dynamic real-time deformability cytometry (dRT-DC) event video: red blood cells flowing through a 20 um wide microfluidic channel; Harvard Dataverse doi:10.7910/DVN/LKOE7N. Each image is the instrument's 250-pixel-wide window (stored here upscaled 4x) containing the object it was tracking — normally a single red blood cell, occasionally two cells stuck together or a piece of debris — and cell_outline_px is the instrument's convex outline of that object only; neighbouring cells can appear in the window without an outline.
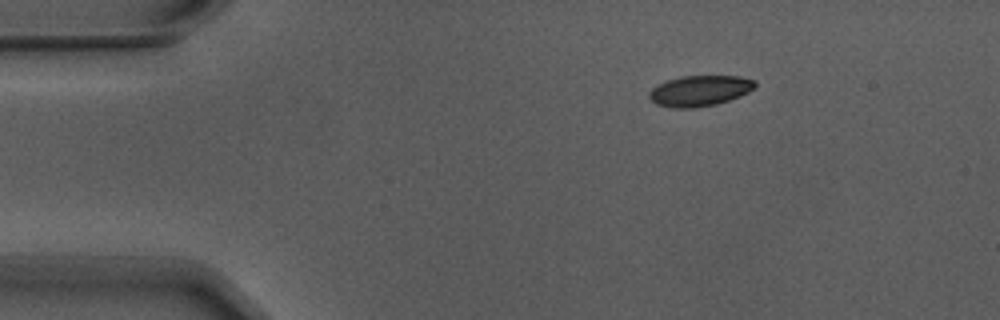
{"species": "Egyptian fruit bat (a non-hibernating species)", "species_latin": "Rousettus aegyptiacus", "temperature_condition": "warm", "stored_images_in_passage": 3, "camera_frame_rate_fps": 3000, "um_per_image_px": 0.085, "animal": {"sex": "male"}, "frame": {"image": 1, "passage_image": 1, "time_ms": 0.0, "image_size_px": [1000, 320], "cell_outline_px": [[756, 88], [740, 96], [716, 104], [692, 108], [676, 108], [656, 104], [648, 96], [648, 92], [656, 84], [680, 76], [740, 76], [756, 80]], "centroid_in_image_um": [59.48, 7.7], "position_along_channel_um": 25.5, "area_um2": 19.02}}